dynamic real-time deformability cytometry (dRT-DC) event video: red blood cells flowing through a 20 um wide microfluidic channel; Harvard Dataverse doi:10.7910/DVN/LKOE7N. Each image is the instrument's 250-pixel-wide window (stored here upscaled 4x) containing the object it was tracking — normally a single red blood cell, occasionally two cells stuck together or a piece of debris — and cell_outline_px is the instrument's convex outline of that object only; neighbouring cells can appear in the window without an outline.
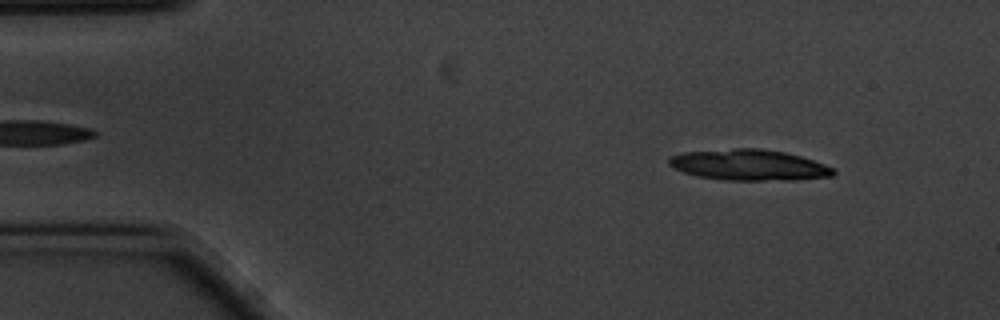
{"species": "common noctule bat (a hibernating species)", "species_latin": "Nyctalus noctula", "temperature_condition": "cold", "stored_images_in_passage": 35, "camera_frame_rate_fps": 3000, "um_per_image_px": 0.085, "animal": {"sex": "male", "body_mass_g": 20.1, "forearm_length_mm": 53.5}, "frame": {"image": 1, "passage_image": 6, "time_ms": 1.667, "image_size_px": [1000, 320], "cell_outline_px": [[836, 172], [832, 176], [796, 180], [724, 180], [696, 176], [684, 172], [668, 164], [668, 156], [684, 152], [736, 148], [760, 148], [784, 152], [800, 156], [824, 164], [832, 168]], "centroid_in_image_um": [63.64, 14.02], "position_along_channel_um": 21.4, "area_um2": 29.59}}
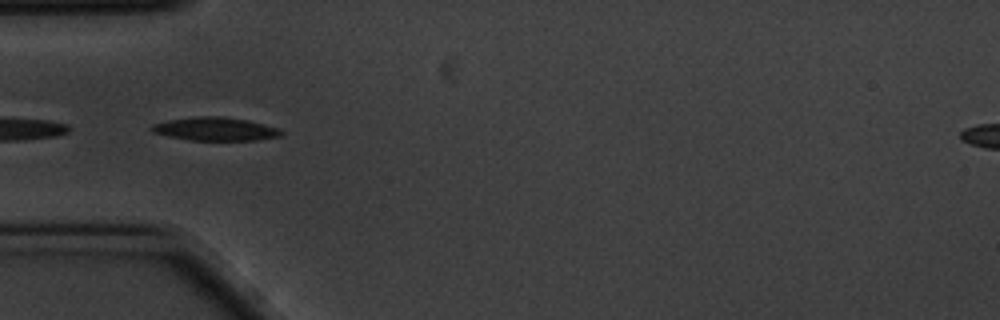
{"frame": {"image": 2, "passage_image": 17, "time_ms": 5.333, "image_size_px": [1000, 320], "cell_outline_px": [[284, 132], [280, 136], [256, 140], [188, 140], [168, 136], [152, 132], [148, 128], [152, 124], [168, 120], [192, 116], [224, 116], [248, 120], [280, 128]], "centroid_in_image_um": [18.28, 10.95], "position_along_channel_um": 66.7, "area_um2": 17.86}}